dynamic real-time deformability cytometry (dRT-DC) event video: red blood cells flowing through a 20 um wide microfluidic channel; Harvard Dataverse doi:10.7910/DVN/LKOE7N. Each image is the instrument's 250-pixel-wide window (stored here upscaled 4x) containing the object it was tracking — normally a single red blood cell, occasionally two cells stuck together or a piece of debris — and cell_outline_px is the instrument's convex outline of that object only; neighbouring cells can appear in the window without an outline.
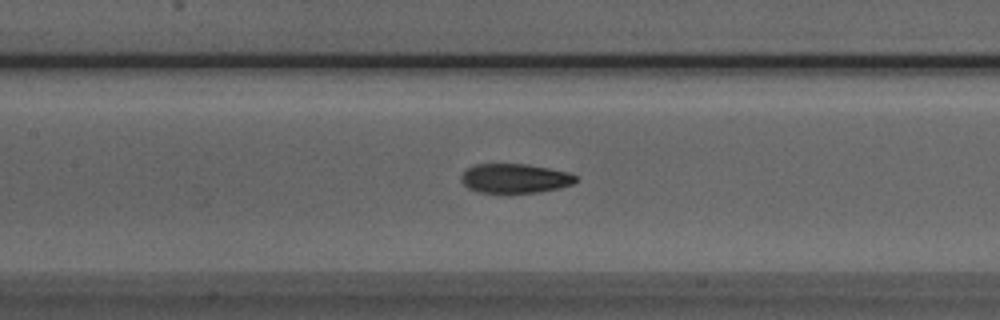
{"species": "Egyptian fruit bat (a non-hibernating species)", "species_latin": "Rousettus aegyptiacus", "temperature_condition": "room temperature", "stored_images_in_passage": 52, "camera_frame_rate_fps": 3000, "um_per_image_px": 0.085, "animal": {"sex": "male"}, "frame": {"image": 1, "passage_image": 23, "time_ms": 7.333, "image_size_px": [1000, 320], "cell_outline_px": [[580, 176], [572, 184], [560, 188], [540, 192], [508, 196], [476, 192], [468, 188], [460, 180], [460, 176], [468, 168], [476, 164], [528, 164], [568, 172]], "centroid_in_image_um": [43.75, 15.21], "position_along_channel_um": 163.6, "area_um2": 20.52}}
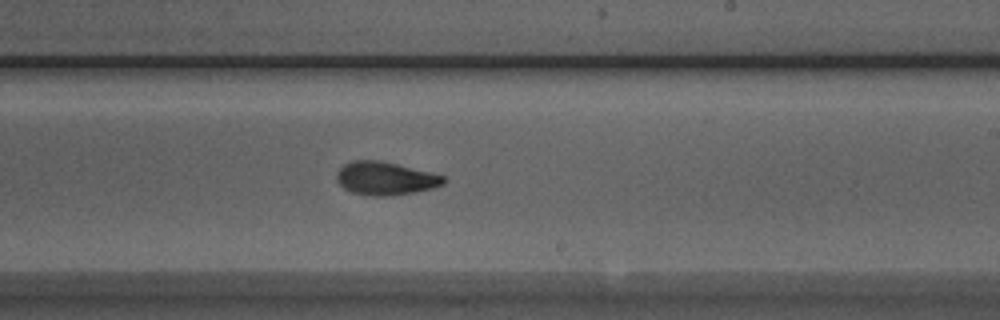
{"frame": {"image": 2, "passage_image": 30, "time_ms": 9.667, "image_size_px": [1000, 320], "cell_outline_px": [[444, 184], [432, 188], [392, 196], [368, 196], [352, 192], [344, 188], [336, 180], [336, 172], [344, 164], [352, 160], [380, 160], [444, 176]], "centroid_in_image_um": [32.69, 15.17], "position_along_channel_um": 256.3, "area_um2": 20.52}}
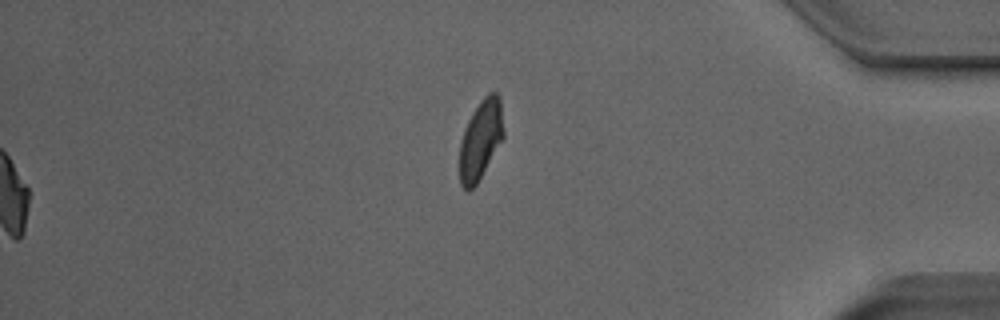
{"frame": {"image": 3, "passage_image": 52, "time_ms": 17.0, "image_size_px": [1000, 320], "cell_outline_px": [[504, 136], [476, 184], [468, 192], [460, 184], [460, 140], [464, 128], [472, 112], [480, 100], [488, 92], [496, 92], [500, 100], [504, 128]], "centroid_in_image_um": [40.84, 11.84], "position_along_channel_um": 394.4, "area_um2": 20.23}, "authors_computed_cell_mechanics": {"area_um2": 20.2011, "velocity_mm_per_s": 3.9821, "shape_relaxation_time_tau1_ms": 2.4349, "shape_relaxation_time_tau2_ms": 1.968, "deformation_change_tau1": 0.1445, "deformation_change_tau2": 0.0826}}